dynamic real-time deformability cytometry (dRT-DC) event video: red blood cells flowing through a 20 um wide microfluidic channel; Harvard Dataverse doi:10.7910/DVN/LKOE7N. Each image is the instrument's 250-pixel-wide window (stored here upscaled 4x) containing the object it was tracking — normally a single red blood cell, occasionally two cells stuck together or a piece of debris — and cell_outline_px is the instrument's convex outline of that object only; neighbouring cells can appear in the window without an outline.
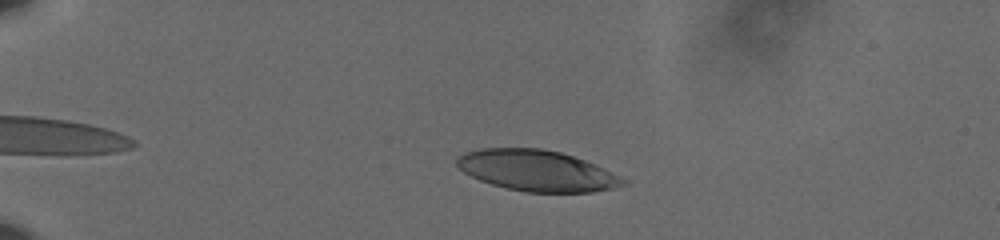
{"species": "human", "species_latin": "Homo sapiens", "temperature_condition": "cold", "stored_images_in_passage": 52, "camera_frame_rate_fps": 3000, "um_per_image_px": 0.085, "donor": {"sex": "male"}, "frame": {"image": 1, "passage_image": 8, "time_ms": 2.333, "image_size_px": [1000, 240], "cell_outline_px": [[632, 180], [628, 184], [612, 188], [592, 192], [524, 192], [492, 184], [480, 180], [464, 172], [456, 164], [456, 156], [464, 152], [480, 148], [540, 148], [560, 152], [596, 164]], "centroid_in_image_um": [45.69, 14.5], "position_along_channel_um": 39.3, "area_um2": 39.94}}
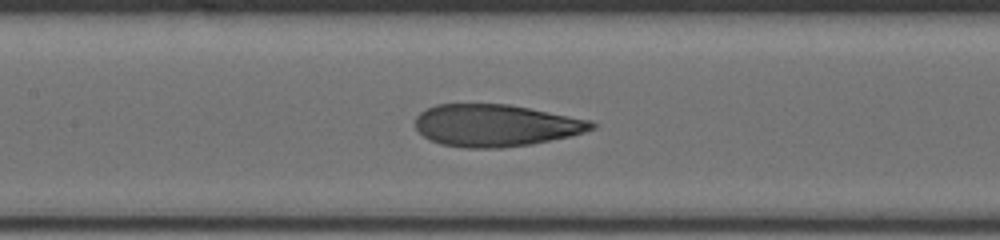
{"frame": {"image": 2, "passage_image": 24, "time_ms": 7.667, "image_size_px": [1000, 240], "cell_outline_px": [[596, 128], [572, 136], [532, 144], [500, 148], [468, 148], [440, 144], [428, 140], [416, 128], [416, 116], [420, 112], [436, 104], [508, 104], [592, 120], [596, 124]], "centroid_in_image_um": [42.15, 10.66], "position_along_channel_um": 165.3, "area_um2": 43.41}}
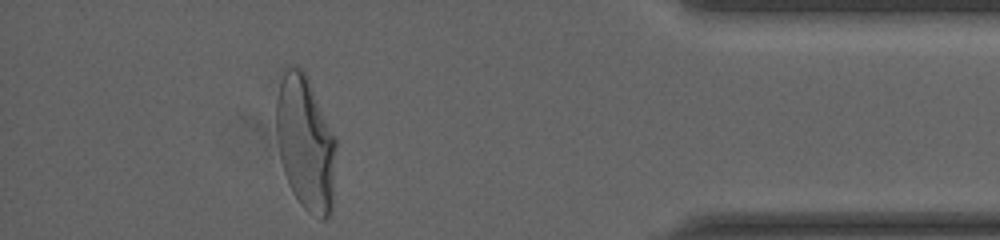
{"frame": {"image": 3, "passage_image": 47, "time_ms": 15.333, "image_size_px": [1000, 240], "cell_outline_px": [[336, 148], [332, 212], [324, 220], [320, 220], [308, 212], [300, 204], [292, 192], [288, 184], [284, 172], [280, 156], [276, 136], [276, 100], [284, 68], [288, 64], [296, 64], [308, 76], [336, 140]], "centroid_in_image_um": [25.96, 12.16], "position_along_channel_um": 409.2, "area_um2": 47.4}, "authors_computed_cell_mechanics": {"area_um2": 43.6968, "velocity_mm_per_s": 3.6256, "shape_relaxation_time_tau1_ms": 5.0196, "shape_relaxation_time_tau2_ms": 1.0303, "deformation_change_tau1": 0.2205, "deformation_change_tau2": 0.0884}}